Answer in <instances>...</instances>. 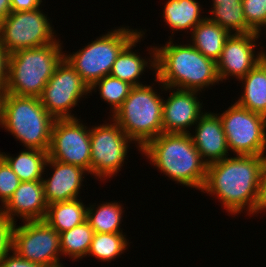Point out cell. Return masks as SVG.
I'll list each match as a JSON object with an SVG mask.
<instances>
[{"label": "cell", "mask_w": 266, "mask_h": 267, "mask_svg": "<svg viewBox=\"0 0 266 267\" xmlns=\"http://www.w3.org/2000/svg\"><path fill=\"white\" fill-rule=\"evenodd\" d=\"M264 159L265 156L236 155L207 165L201 192L217 196L225 210L232 215L246 208L247 214L251 216L257 200Z\"/></svg>", "instance_id": "1"}, {"label": "cell", "mask_w": 266, "mask_h": 267, "mask_svg": "<svg viewBox=\"0 0 266 267\" xmlns=\"http://www.w3.org/2000/svg\"><path fill=\"white\" fill-rule=\"evenodd\" d=\"M170 39L163 47L156 46L154 81L165 87L198 92L219 84L215 61L206 58L191 43L175 45Z\"/></svg>", "instance_id": "2"}, {"label": "cell", "mask_w": 266, "mask_h": 267, "mask_svg": "<svg viewBox=\"0 0 266 267\" xmlns=\"http://www.w3.org/2000/svg\"><path fill=\"white\" fill-rule=\"evenodd\" d=\"M153 166L171 180L186 187L202 190L207 164L193 144L190 133L163 132L141 150Z\"/></svg>", "instance_id": "3"}, {"label": "cell", "mask_w": 266, "mask_h": 267, "mask_svg": "<svg viewBox=\"0 0 266 267\" xmlns=\"http://www.w3.org/2000/svg\"><path fill=\"white\" fill-rule=\"evenodd\" d=\"M61 44L57 39L45 46L21 49L9 54L5 93L39 98L64 59Z\"/></svg>", "instance_id": "4"}, {"label": "cell", "mask_w": 266, "mask_h": 267, "mask_svg": "<svg viewBox=\"0 0 266 267\" xmlns=\"http://www.w3.org/2000/svg\"><path fill=\"white\" fill-rule=\"evenodd\" d=\"M54 121L38 97L3 93L0 126L24 147L48 151Z\"/></svg>", "instance_id": "5"}, {"label": "cell", "mask_w": 266, "mask_h": 267, "mask_svg": "<svg viewBox=\"0 0 266 267\" xmlns=\"http://www.w3.org/2000/svg\"><path fill=\"white\" fill-rule=\"evenodd\" d=\"M163 99L150 85L133 86L129 96L111 115L140 151L163 133Z\"/></svg>", "instance_id": "6"}, {"label": "cell", "mask_w": 266, "mask_h": 267, "mask_svg": "<svg viewBox=\"0 0 266 267\" xmlns=\"http://www.w3.org/2000/svg\"><path fill=\"white\" fill-rule=\"evenodd\" d=\"M141 32L126 27L108 31L84 48L73 54H64V59L91 88L98 80L110 75L114 62L121 50Z\"/></svg>", "instance_id": "7"}, {"label": "cell", "mask_w": 266, "mask_h": 267, "mask_svg": "<svg viewBox=\"0 0 266 267\" xmlns=\"http://www.w3.org/2000/svg\"><path fill=\"white\" fill-rule=\"evenodd\" d=\"M229 151L236 155L266 156V116L237 102L219 115Z\"/></svg>", "instance_id": "8"}, {"label": "cell", "mask_w": 266, "mask_h": 267, "mask_svg": "<svg viewBox=\"0 0 266 267\" xmlns=\"http://www.w3.org/2000/svg\"><path fill=\"white\" fill-rule=\"evenodd\" d=\"M40 9L11 12L0 22V41L9 54L57 40L50 19Z\"/></svg>", "instance_id": "9"}, {"label": "cell", "mask_w": 266, "mask_h": 267, "mask_svg": "<svg viewBox=\"0 0 266 267\" xmlns=\"http://www.w3.org/2000/svg\"><path fill=\"white\" fill-rule=\"evenodd\" d=\"M12 250L44 267H64L59 257L60 234L44 220L23 221L21 226L15 223Z\"/></svg>", "instance_id": "10"}, {"label": "cell", "mask_w": 266, "mask_h": 267, "mask_svg": "<svg viewBox=\"0 0 266 267\" xmlns=\"http://www.w3.org/2000/svg\"><path fill=\"white\" fill-rule=\"evenodd\" d=\"M90 129V175L106 180L121 171L132 140L113 120ZM123 163V164H122Z\"/></svg>", "instance_id": "11"}, {"label": "cell", "mask_w": 266, "mask_h": 267, "mask_svg": "<svg viewBox=\"0 0 266 267\" xmlns=\"http://www.w3.org/2000/svg\"><path fill=\"white\" fill-rule=\"evenodd\" d=\"M90 93L75 69L63 59L48 80L39 99L42 106L54 119H75L71 109L81 98ZM84 95V96H83Z\"/></svg>", "instance_id": "12"}, {"label": "cell", "mask_w": 266, "mask_h": 267, "mask_svg": "<svg viewBox=\"0 0 266 267\" xmlns=\"http://www.w3.org/2000/svg\"><path fill=\"white\" fill-rule=\"evenodd\" d=\"M79 118L55 119L51 131L48 158L75 165L90 173V128Z\"/></svg>", "instance_id": "13"}, {"label": "cell", "mask_w": 266, "mask_h": 267, "mask_svg": "<svg viewBox=\"0 0 266 267\" xmlns=\"http://www.w3.org/2000/svg\"><path fill=\"white\" fill-rule=\"evenodd\" d=\"M260 33L231 34L225 41L219 60L216 62L220 82L231 76L240 80L261 60L264 59L263 49L256 54V40ZM255 53V54H254ZM230 76V77H229Z\"/></svg>", "instance_id": "14"}, {"label": "cell", "mask_w": 266, "mask_h": 267, "mask_svg": "<svg viewBox=\"0 0 266 267\" xmlns=\"http://www.w3.org/2000/svg\"><path fill=\"white\" fill-rule=\"evenodd\" d=\"M159 85L165 91L169 90L171 92L172 90L166 101L163 97V132L190 133L188 129L194 126L204 113L201 111L202 103L197 97L198 91L169 88L165 87L161 82Z\"/></svg>", "instance_id": "15"}, {"label": "cell", "mask_w": 266, "mask_h": 267, "mask_svg": "<svg viewBox=\"0 0 266 267\" xmlns=\"http://www.w3.org/2000/svg\"><path fill=\"white\" fill-rule=\"evenodd\" d=\"M194 133H190L193 144L207 165L228 157L226 135L218 113L204 111L196 122Z\"/></svg>", "instance_id": "16"}, {"label": "cell", "mask_w": 266, "mask_h": 267, "mask_svg": "<svg viewBox=\"0 0 266 267\" xmlns=\"http://www.w3.org/2000/svg\"><path fill=\"white\" fill-rule=\"evenodd\" d=\"M47 207L43 183L42 180H38L20 182L13 195L0 209L16 223V216H20L23 221L43 220Z\"/></svg>", "instance_id": "17"}, {"label": "cell", "mask_w": 266, "mask_h": 267, "mask_svg": "<svg viewBox=\"0 0 266 267\" xmlns=\"http://www.w3.org/2000/svg\"><path fill=\"white\" fill-rule=\"evenodd\" d=\"M54 172L48 179H42L44 195L49 204L78 198L86 170L81 167L48 158L45 167ZM85 173V175H84Z\"/></svg>", "instance_id": "18"}, {"label": "cell", "mask_w": 266, "mask_h": 267, "mask_svg": "<svg viewBox=\"0 0 266 267\" xmlns=\"http://www.w3.org/2000/svg\"><path fill=\"white\" fill-rule=\"evenodd\" d=\"M143 31L139 32L137 36H135L118 54L116 61L113 64L110 75L116 77L124 82L129 83L132 86H140L143 85L140 83V75L142 76L146 67H150L149 69L156 70V47L153 49L150 46V58L143 59L140 54H136L133 52V49L136 46V43L141 42ZM149 62V63H148ZM149 64V65H148ZM152 67V68H151Z\"/></svg>", "instance_id": "19"}, {"label": "cell", "mask_w": 266, "mask_h": 267, "mask_svg": "<svg viewBox=\"0 0 266 267\" xmlns=\"http://www.w3.org/2000/svg\"><path fill=\"white\" fill-rule=\"evenodd\" d=\"M240 81L244 93L236 101L240 106L266 116V52L264 59L251 69Z\"/></svg>", "instance_id": "20"}, {"label": "cell", "mask_w": 266, "mask_h": 267, "mask_svg": "<svg viewBox=\"0 0 266 267\" xmlns=\"http://www.w3.org/2000/svg\"><path fill=\"white\" fill-rule=\"evenodd\" d=\"M191 32V45L215 62L219 60L224 43L231 35L224 27L209 20L208 17H205Z\"/></svg>", "instance_id": "21"}, {"label": "cell", "mask_w": 266, "mask_h": 267, "mask_svg": "<svg viewBox=\"0 0 266 267\" xmlns=\"http://www.w3.org/2000/svg\"><path fill=\"white\" fill-rule=\"evenodd\" d=\"M86 219L87 207L76 198L49 204L43 220L58 233H61L85 222Z\"/></svg>", "instance_id": "22"}, {"label": "cell", "mask_w": 266, "mask_h": 267, "mask_svg": "<svg viewBox=\"0 0 266 267\" xmlns=\"http://www.w3.org/2000/svg\"><path fill=\"white\" fill-rule=\"evenodd\" d=\"M2 158L9 164L14 173L22 181H38L43 179L48 151L24 149L16 157L1 152Z\"/></svg>", "instance_id": "23"}, {"label": "cell", "mask_w": 266, "mask_h": 267, "mask_svg": "<svg viewBox=\"0 0 266 267\" xmlns=\"http://www.w3.org/2000/svg\"><path fill=\"white\" fill-rule=\"evenodd\" d=\"M202 7L197 0H168L164 6V22L174 31H191L205 18L201 17Z\"/></svg>", "instance_id": "24"}, {"label": "cell", "mask_w": 266, "mask_h": 267, "mask_svg": "<svg viewBox=\"0 0 266 267\" xmlns=\"http://www.w3.org/2000/svg\"><path fill=\"white\" fill-rule=\"evenodd\" d=\"M87 207V222L95 233H123L120 224L124 207L118 202H105ZM97 206V207H96ZM96 207V208H95ZM123 207V208H122Z\"/></svg>", "instance_id": "25"}, {"label": "cell", "mask_w": 266, "mask_h": 267, "mask_svg": "<svg viewBox=\"0 0 266 267\" xmlns=\"http://www.w3.org/2000/svg\"><path fill=\"white\" fill-rule=\"evenodd\" d=\"M59 234L61 255H69L68 257H71V259L81 260L87 256L95 232L86 220L76 227Z\"/></svg>", "instance_id": "26"}, {"label": "cell", "mask_w": 266, "mask_h": 267, "mask_svg": "<svg viewBox=\"0 0 266 267\" xmlns=\"http://www.w3.org/2000/svg\"><path fill=\"white\" fill-rule=\"evenodd\" d=\"M208 19L224 27L230 34H251L255 31L247 24L242 3L213 6Z\"/></svg>", "instance_id": "27"}, {"label": "cell", "mask_w": 266, "mask_h": 267, "mask_svg": "<svg viewBox=\"0 0 266 267\" xmlns=\"http://www.w3.org/2000/svg\"><path fill=\"white\" fill-rule=\"evenodd\" d=\"M123 233H95L88 256L101 261H111L128 249V241Z\"/></svg>", "instance_id": "28"}, {"label": "cell", "mask_w": 266, "mask_h": 267, "mask_svg": "<svg viewBox=\"0 0 266 267\" xmlns=\"http://www.w3.org/2000/svg\"><path fill=\"white\" fill-rule=\"evenodd\" d=\"M96 87L99 89L100 97L112 107L111 113L113 114L129 96L133 86L116 77L107 75L90 88V93L92 90L96 92Z\"/></svg>", "instance_id": "29"}, {"label": "cell", "mask_w": 266, "mask_h": 267, "mask_svg": "<svg viewBox=\"0 0 266 267\" xmlns=\"http://www.w3.org/2000/svg\"><path fill=\"white\" fill-rule=\"evenodd\" d=\"M247 24L257 33L266 30V0H242Z\"/></svg>", "instance_id": "30"}, {"label": "cell", "mask_w": 266, "mask_h": 267, "mask_svg": "<svg viewBox=\"0 0 266 267\" xmlns=\"http://www.w3.org/2000/svg\"><path fill=\"white\" fill-rule=\"evenodd\" d=\"M19 177L9 164L2 158L0 160V201L4 205L20 184Z\"/></svg>", "instance_id": "31"}, {"label": "cell", "mask_w": 266, "mask_h": 267, "mask_svg": "<svg viewBox=\"0 0 266 267\" xmlns=\"http://www.w3.org/2000/svg\"><path fill=\"white\" fill-rule=\"evenodd\" d=\"M15 223L0 209V261L12 251Z\"/></svg>", "instance_id": "32"}, {"label": "cell", "mask_w": 266, "mask_h": 267, "mask_svg": "<svg viewBox=\"0 0 266 267\" xmlns=\"http://www.w3.org/2000/svg\"><path fill=\"white\" fill-rule=\"evenodd\" d=\"M260 211L263 212L266 211V156L264 159V164L261 172L257 200L251 214L255 215V213L258 214Z\"/></svg>", "instance_id": "33"}, {"label": "cell", "mask_w": 266, "mask_h": 267, "mask_svg": "<svg viewBox=\"0 0 266 267\" xmlns=\"http://www.w3.org/2000/svg\"><path fill=\"white\" fill-rule=\"evenodd\" d=\"M12 255L9 253L0 261V267H44L39 264L30 262L19 255H17L13 250Z\"/></svg>", "instance_id": "34"}, {"label": "cell", "mask_w": 266, "mask_h": 267, "mask_svg": "<svg viewBox=\"0 0 266 267\" xmlns=\"http://www.w3.org/2000/svg\"><path fill=\"white\" fill-rule=\"evenodd\" d=\"M9 53L2 46L0 41V93H4L8 78Z\"/></svg>", "instance_id": "35"}, {"label": "cell", "mask_w": 266, "mask_h": 267, "mask_svg": "<svg viewBox=\"0 0 266 267\" xmlns=\"http://www.w3.org/2000/svg\"><path fill=\"white\" fill-rule=\"evenodd\" d=\"M11 12L32 11L40 7L42 0H10Z\"/></svg>", "instance_id": "36"}, {"label": "cell", "mask_w": 266, "mask_h": 267, "mask_svg": "<svg viewBox=\"0 0 266 267\" xmlns=\"http://www.w3.org/2000/svg\"><path fill=\"white\" fill-rule=\"evenodd\" d=\"M11 13L10 0H0V22Z\"/></svg>", "instance_id": "37"}, {"label": "cell", "mask_w": 266, "mask_h": 267, "mask_svg": "<svg viewBox=\"0 0 266 267\" xmlns=\"http://www.w3.org/2000/svg\"><path fill=\"white\" fill-rule=\"evenodd\" d=\"M213 6H219L220 4H228V3H242V0H212Z\"/></svg>", "instance_id": "38"}, {"label": "cell", "mask_w": 266, "mask_h": 267, "mask_svg": "<svg viewBox=\"0 0 266 267\" xmlns=\"http://www.w3.org/2000/svg\"><path fill=\"white\" fill-rule=\"evenodd\" d=\"M3 93H0V123H1V101Z\"/></svg>", "instance_id": "39"}]
</instances>
